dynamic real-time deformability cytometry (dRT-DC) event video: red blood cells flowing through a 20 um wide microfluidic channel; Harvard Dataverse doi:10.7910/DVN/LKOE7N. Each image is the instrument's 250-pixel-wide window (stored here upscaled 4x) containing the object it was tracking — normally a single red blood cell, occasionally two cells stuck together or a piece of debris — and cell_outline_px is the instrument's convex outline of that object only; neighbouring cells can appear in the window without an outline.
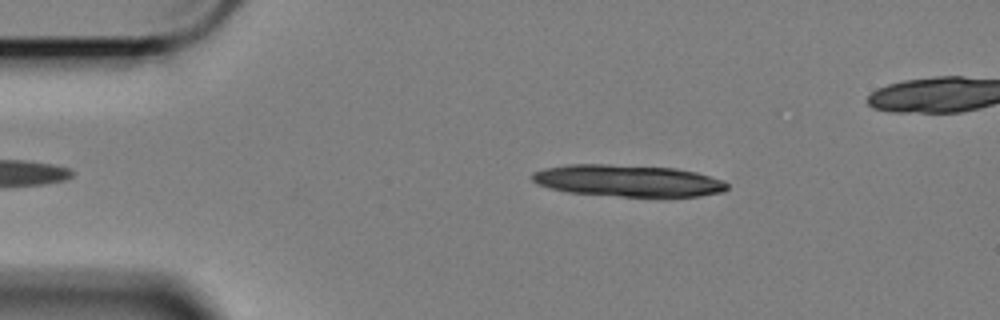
{"species": "Egyptian fruit bat (a non-hibernating species)", "species_latin": "Rousettus aegyptiacus", "temperature_condition": "cold", "stored_images_in_passage": 23, "camera_frame_rate_fps": 3000, "um_per_image_px": 0.085, "animal": {"sex": "female"}, "frame": {"image": 1, "passage_image": 1, "time_ms": 0.0, "image_size_px": [1000, 320], "cell_outline_px": [[728, 188], [724, 192], [700, 196], [620, 196], [568, 192], [536, 184], [532, 180], [532, 172], [544, 168], [568, 164], [608, 164], [676, 168], [696, 172], [724, 180], [728, 184]], "centroid_in_image_um": [53.39, 15.35], "position_along_channel_um": 31.6, "area_um2": 36.13}}
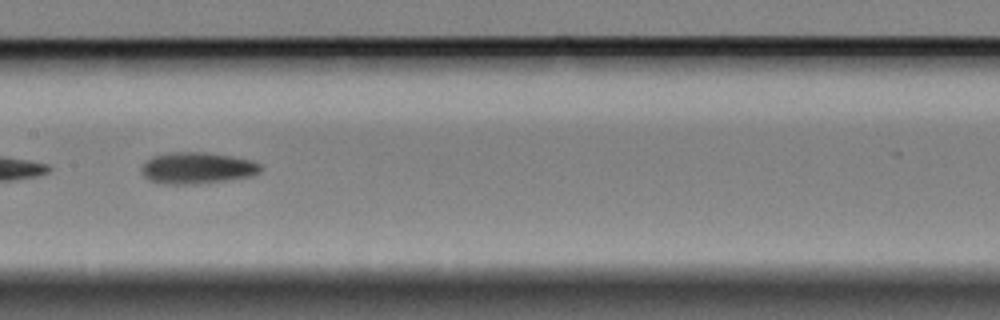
{"frame": {"image": 2, "passage_image": 20, "time_ms": 6.333, "image_size_px": [1000, 320], "cell_outline_px": [[264, 168], [260, 172], [252, 176], [196, 184], [164, 184], [148, 180], [144, 176], [140, 168], [152, 156], [172, 152], [204, 152], [252, 160], [260, 164]], "centroid_in_image_um": [16.76, 14.28], "position_along_channel_um": 190.6, "area_um2": 21.79}}